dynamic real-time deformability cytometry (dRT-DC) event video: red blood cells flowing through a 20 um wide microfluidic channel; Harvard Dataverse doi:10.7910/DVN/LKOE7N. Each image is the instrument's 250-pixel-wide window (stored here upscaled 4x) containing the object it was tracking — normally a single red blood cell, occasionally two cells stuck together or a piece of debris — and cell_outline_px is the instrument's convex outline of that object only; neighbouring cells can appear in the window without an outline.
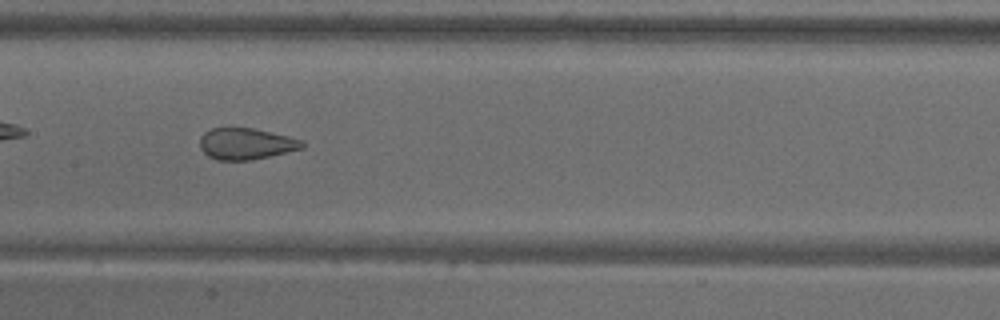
{"species": "common noctule bat (a hibernating species)", "species_latin": "Nyctalus noctula", "temperature_condition": "warm", "stored_images_in_passage": 40, "camera_frame_rate_fps": 3000, "um_per_image_px": 0.085, "animal": {"sex": "male", "body_mass_g": 18.8}, "frame": {"image": 1, "passage_image": 12, "time_ms": 3.667, "image_size_px": [1000, 320], "cell_outline_px": [[304, 148], [252, 160], [216, 160], [208, 156], [200, 148], [200, 136], [204, 132], [212, 128], [252, 128], [288, 136], [304, 140]], "centroid_in_image_um": [20.91, 12.22], "position_along_channel_um": 186.5, "area_um2": 18.73}, "authors_computed_cell_mechanics": {"area_um2": 21.2126, "velocity_mm_per_s": 3.6695, "shape_relaxation_time_tau1_ms": null, "shape_relaxation_time_tau2_ms": 0.7834, "deformation_change_tau1": null, "deformation_change_tau2": 0.0799}}